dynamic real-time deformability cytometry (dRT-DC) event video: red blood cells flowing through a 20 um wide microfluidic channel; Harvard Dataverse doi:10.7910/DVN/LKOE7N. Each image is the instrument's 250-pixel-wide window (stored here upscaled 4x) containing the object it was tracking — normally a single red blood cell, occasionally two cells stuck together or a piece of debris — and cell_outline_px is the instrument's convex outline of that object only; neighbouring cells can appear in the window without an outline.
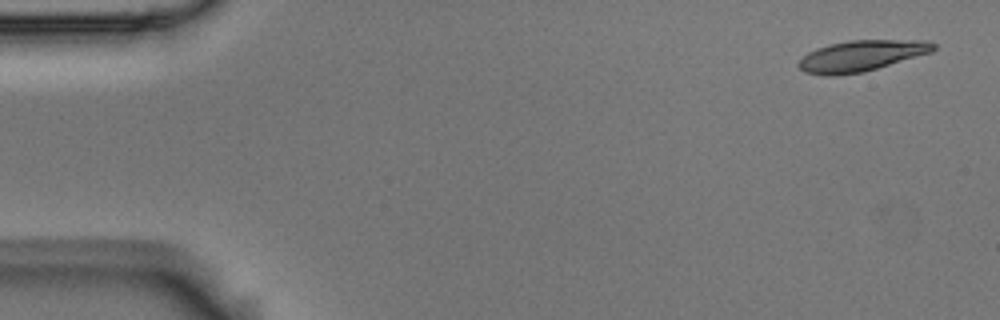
{"species": "Egyptian fruit bat (a non-hibernating species)", "species_latin": "Rousettus aegyptiacus", "temperature_condition": "room temperature", "stored_images_in_passage": 4, "camera_frame_rate_fps": 3000, "um_per_image_px": 0.085, "animal": {"sex": "male"}, "frame": {"image": 1, "passage_image": 1, "time_ms": 0.0, "image_size_px": [1000, 320], "cell_outline_px": [[936, 48], [932, 52], [864, 72], [836, 76], [824, 76], [804, 72], [796, 64], [808, 52], [816, 48], [828, 44], [848, 40], [928, 40], [936, 44]], "centroid_in_image_um": [73.2, 4.74], "position_along_channel_um": 11.8, "area_um2": 24.57}}